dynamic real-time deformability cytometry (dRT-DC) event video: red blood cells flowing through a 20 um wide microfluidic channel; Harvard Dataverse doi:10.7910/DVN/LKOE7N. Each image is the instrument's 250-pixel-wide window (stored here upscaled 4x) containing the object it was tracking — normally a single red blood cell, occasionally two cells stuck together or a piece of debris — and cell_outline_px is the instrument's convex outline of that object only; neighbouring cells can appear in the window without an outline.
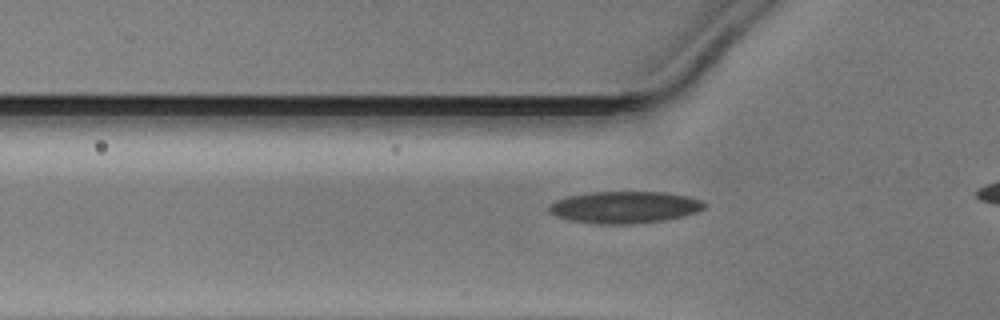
{"species": "Egyptian fruit bat (a non-hibernating species)", "species_latin": "Rousettus aegyptiacus", "temperature_condition": "warm", "stored_images_in_passage": 36, "camera_frame_rate_fps": 3000, "um_per_image_px": 0.085, "animal": {"sex": "male"}, "frame": {"image": 1, "passage_image": 11, "time_ms": 3.333, "image_size_px": [1000, 320], "cell_outline_px": [[708, 204], [704, 208], [696, 212], [684, 216], [664, 220], [632, 224], [596, 224], [568, 220], [556, 216], [548, 212], [548, 204], [556, 200], [568, 196], [592, 192], [664, 192], [688, 196], [700, 200]], "centroid_in_image_um": [53.07, 17.62], "position_along_channel_um": 72.7, "area_um2": 29.07}}
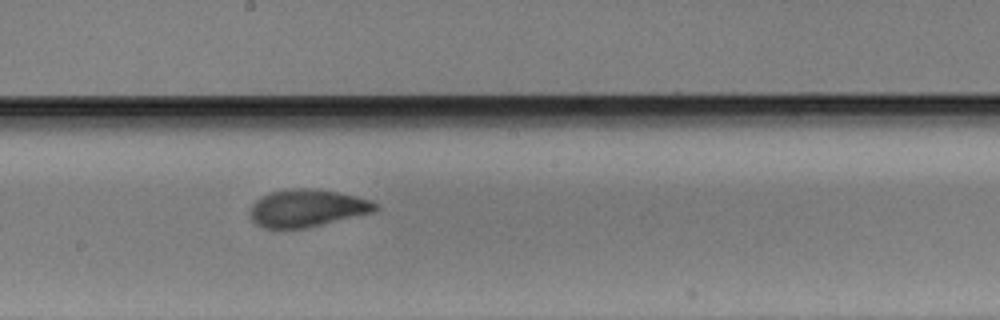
{"frame": {"image": 2, "passage_image": 22, "time_ms": 7.0, "image_size_px": [1000, 320], "cell_outline_px": [[380, 208], [372, 212], [308, 228], [280, 232], [264, 228], [256, 224], [252, 220], [252, 204], [260, 196], [272, 192], [292, 188], [316, 188], [356, 196], [380, 204]], "centroid_in_image_um": [26.08, 17.73], "position_along_channel_um": 222.1, "area_um2": 27.86}}
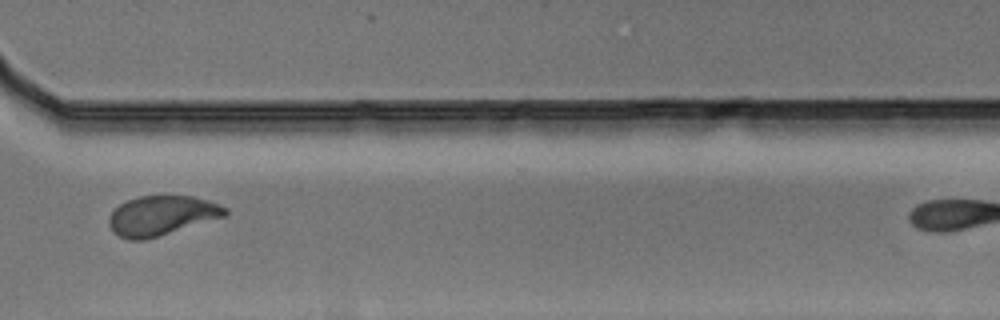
{"frame": {"image": 3, "passage_image": 32, "time_ms": 10.333, "image_size_px": [1000, 320], "cell_outline_px": [[228, 216], [144, 240], [128, 240], [120, 236], [108, 224], [108, 216], [120, 204], [128, 200], [140, 196], [192, 196], [208, 200], [228, 208]], "centroid_in_image_um": [13.77, 18.32], "position_along_channel_um": 356.8, "area_um2": 26.76}}